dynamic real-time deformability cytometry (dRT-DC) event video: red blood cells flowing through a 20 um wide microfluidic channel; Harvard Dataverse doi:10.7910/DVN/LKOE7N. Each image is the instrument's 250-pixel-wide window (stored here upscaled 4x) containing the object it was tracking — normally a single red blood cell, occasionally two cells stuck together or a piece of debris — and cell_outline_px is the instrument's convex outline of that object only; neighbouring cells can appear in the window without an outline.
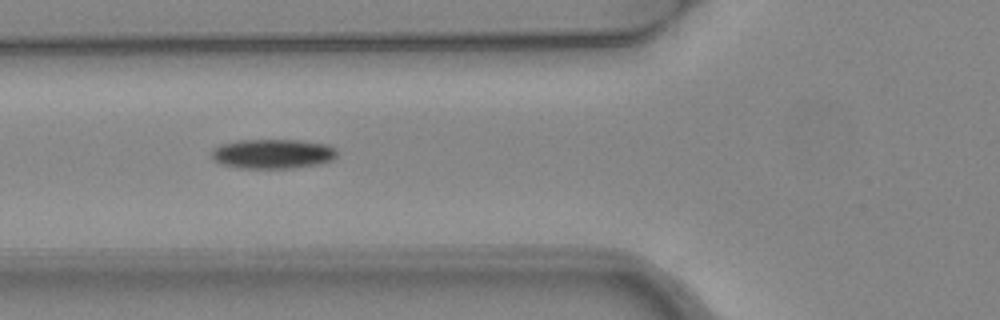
{"species": "common noctule bat (a hibernating species)", "species_latin": "Nyctalus noctula", "temperature_condition": "warm", "stored_images_in_passage": 4, "camera_frame_rate_fps": 3000, "um_per_image_px": 0.085, "animal": {"sex": "female", "body_mass_g": 24.6, "forearm_length_mm": 56.2}, "frame": {"image": 1, "passage_image": 3, "time_ms": 0.667, "image_size_px": [1000, 320], "cell_outline_px": [[336, 156], [332, 160], [320, 164], [292, 168], [236, 168], [220, 164], [212, 160], [212, 148], [220, 144], [236, 140], [300, 140], [328, 144], [336, 148]], "centroid_in_image_um": [23.15, 13.07], "position_along_channel_um": 102.6, "area_um2": 21.96}}
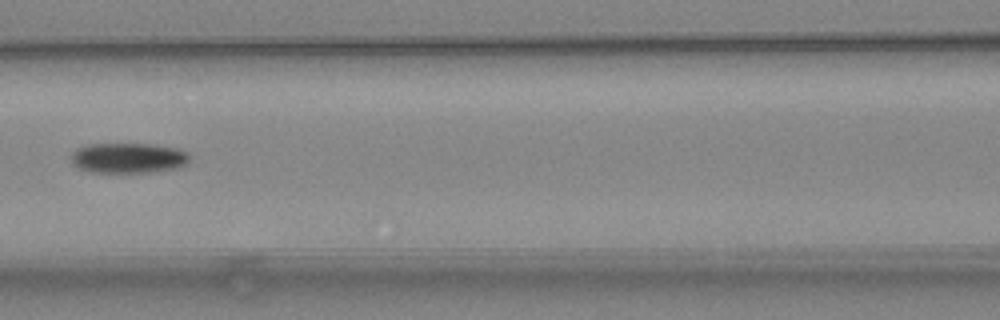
{"frame": {"image": 2, "passage_image": 4, "time_ms": 1.0, "image_size_px": [1000, 320], "cell_outline_px": [[188, 160], [180, 168], [152, 172], [92, 172], [76, 168], [72, 164], [72, 152], [76, 148], [88, 144], [152, 144], [176, 148], [188, 152]], "centroid_in_image_um": [10.88, 13.43], "position_along_channel_um": 155.7, "area_um2": 20.98}}